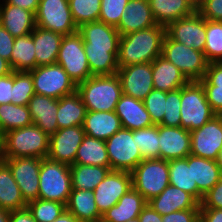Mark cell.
I'll use <instances>...</instances> for the list:
<instances>
[{
	"instance_id": "e575fe53",
	"label": "cell",
	"mask_w": 222,
	"mask_h": 222,
	"mask_svg": "<svg viewBox=\"0 0 222 222\" xmlns=\"http://www.w3.org/2000/svg\"><path fill=\"white\" fill-rule=\"evenodd\" d=\"M74 164L110 167L105 140L85 135L76 152Z\"/></svg>"
},
{
	"instance_id": "91938a15",
	"label": "cell",
	"mask_w": 222,
	"mask_h": 222,
	"mask_svg": "<svg viewBox=\"0 0 222 222\" xmlns=\"http://www.w3.org/2000/svg\"><path fill=\"white\" fill-rule=\"evenodd\" d=\"M53 222H80V221L74 215H72L69 211L65 210Z\"/></svg>"
},
{
	"instance_id": "ac0fdd59",
	"label": "cell",
	"mask_w": 222,
	"mask_h": 222,
	"mask_svg": "<svg viewBox=\"0 0 222 222\" xmlns=\"http://www.w3.org/2000/svg\"><path fill=\"white\" fill-rule=\"evenodd\" d=\"M85 131L83 126L58 129L49 136V152L47 158L66 165H73L76 152L82 143Z\"/></svg>"
},
{
	"instance_id": "11a10c76",
	"label": "cell",
	"mask_w": 222,
	"mask_h": 222,
	"mask_svg": "<svg viewBox=\"0 0 222 222\" xmlns=\"http://www.w3.org/2000/svg\"><path fill=\"white\" fill-rule=\"evenodd\" d=\"M199 222H222V209L200 208Z\"/></svg>"
},
{
	"instance_id": "9c48e42d",
	"label": "cell",
	"mask_w": 222,
	"mask_h": 222,
	"mask_svg": "<svg viewBox=\"0 0 222 222\" xmlns=\"http://www.w3.org/2000/svg\"><path fill=\"white\" fill-rule=\"evenodd\" d=\"M31 73L35 94L60 99L76 92L77 85L61 65L38 66Z\"/></svg>"
},
{
	"instance_id": "3957f363",
	"label": "cell",
	"mask_w": 222,
	"mask_h": 222,
	"mask_svg": "<svg viewBox=\"0 0 222 222\" xmlns=\"http://www.w3.org/2000/svg\"><path fill=\"white\" fill-rule=\"evenodd\" d=\"M76 92L87 111L111 112L120 100L122 88L117 74L96 75L79 83Z\"/></svg>"
},
{
	"instance_id": "003e7915",
	"label": "cell",
	"mask_w": 222,
	"mask_h": 222,
	"mask_svg": "<svg viewBox=\"0 0 222 222\" xmlns=\"http://www.w3.org/2000/svg\"><path fill=\"white\" fill-rule=\"evenodd\" d=\"M218 162H219V164H220L221 167H222V150H221V153H220V157H219Z\"/></svg>"
},
{
	"instance_id": "7dc6e473",
	"label": "cell",
	"mask_w": 222,
	"mask_h": 222,
	"mask_svg": "<svg viewBox=\"0 0 222 222\" xmlns=\"http://www.w3.org/2000/svg\"><path fill=\"white\" fill-rule=\"evenodd\" d=\"M196 11L206 20L222 22V0H205Z\"/></svg>"
},
{
	"instance_id": "d6986e66",
	"label": "cell",
	"mask_w": 222,
	"mask_h": 222,
	"mask_svg": "<svg viewBox=\"0 0 222 222\" xmlns=\"http://www.w3.org/2000/svg\"><path fill=\"white\" fill-rule=\"evenodd\" d=\"M191 134L182 127L159 125L160 159L186 158L191 153Z\"/></svg>"
},
{
	"instance_id": "e0dca14e",
	"label": "cell",
	"mask_w": 222,
	"mask_h": 222,
	"mask_svg": "<svg viewBox=\"0 0 222 222\" xmlns=\"http://www.w3.org/2000/svg\"><path fill=\"white\" fill-rule=\"evenodd\" d=\"M122 94L144 100L154 89L152 63L131 64L117 71Z\"/></svg>"
},
{
	"instance_id": "680465c9",
	"label": "cell",
	"mask_w": 222,
	"mask_h": 222,
	"mask_svg": "<svg viewBox=\"0 0 222 222\" xmlns=\"http://www.w3.org/2000/svg\"><path fill=\"white\" fill-rule=\"evenodd\" d=\"M10 222H37L28 208H23L10 212Z\"/></svg>"
},
{
	"instance_id": "8fae6325",
	"label": "cell",
	"mask_w": 222,
	"mask_h": 222,
	"mask_svg": "<svg viewBox=\"0 0 222 222\" xmlns=\"http://www.w3.org/2000/svg\"><path fill=\"white\" fill-rule=\"evenodd\" d=\"M105 143L111 170L131 172L143 160L136 147V135L130 129L121 128Z\"/></svg>"
},
{
	"instance_id": "4dcf8cb0",
	"label": "cell",
	"mask_w": 222,
	"mask_h": 222,
	"mask_svg": "<svg viewBox=\"0 0 222 222\" xmlns=\"http://www.w3.org/2000/svg\"><path fill=\"white\" fill-rule=\"evenodd\" d=\"M169 182L170 185L191 194L201 203L204 195L197 189V184H193L192 154L186 158L169 161Z\"/></svg>"
},
{
	"instance_id": "f907efd6",
	"label": "cell",
	"mask_w": 222,
	"mask_h": 222,
	"mask_svg": "<svg viewBox=\"0 0 222 222\" xmlns=\"http://www.w3.org/2000/svg\"><path fill=\"white\" fill-rule=\"evenodd\" d=\"M200 209H187L162 216V222H199Z\"/></svg>"
},
{
	"instance_id": "6f0895ef",
	"label": "cell",
	"mask_w": 222,
	"mask_h": 222,
	"mask_svg": "<svg viewBox=\"0 0 222 222\" xmlns=\"http://www.w3.org/2000/svg\"><path fill=\"white\" fill-rule=\"evenodd\" d=\"M140 222H162V216L150 204H146L139 214Z\"/></svg>"
},
{
	"instance_id": "b9f144b4",
	"label": "cell",
	"mask_w": 222,
	"mask_h": 222,
	"mask_svg": "<svg viewBox=\"0 0 222 222\" xmlns=\"http://www.w3.org/2000/svg\"><path fill=\"white\" fill-rule=\"evenodd\" d=\"M26 207L37 222H53L66 210L63 203L39 198L28 202Z\"/></svg>"
},
{
	"instance_id": "d4e9b609",
	"label": "cell",
	"mask_w": 222,
	"mask_h": 222,
	"mask_svg": "<svg viewBox=\"0 0 222 222\" xmlns=\"http://www.w3.org/2000/svg\"><path fill=\"white\" fill-rule=\"evenodd\" d=\"M82 126L85 135L102 140H107L122 128L114 111H87Z\"/></svg>"
},
{
	"instance_id": "836d02e7",
	"label": "cell",
	"mask_w": 222,
	"mask_h": 222,
	"mask_svg": "<svg viewBox=\"0 0 222 222\" xmlns=\"http://www.w3.org/2000/svg\"><path fill=\"white\" fill-rule=\"evenodd\" d=\"M193 184L204 195L222 177V167L217 160L192 155Z\"/></svg>"
},
{
	"instance_id": "30bf717a",
	"label": "cell",
	"mask_w": 222,
	"mask_h": 222,
	"mask_svg": "<svg viewBox=\"0 0 222 222\" xmlns=\"http://www.w3.org/2000/svg\"><path fill=\"white\" fill-rule=\"evenodd\" d=\"M56 63L61 65L76 85L93 76L82 36L78 32L63 36Z\"/></svg>"
},
{
	"instance_id": "03108f58",
	"label": "cell",
	"mask_w": 222,
	"mask_h": 222,
	"mask_svg": "<svg viewBox=\"0 0 222 222\" xmlns=\"http://www.w3.org/2000/svg\"><path fill=\"white\" fill-rule=\"evenodd\" d=\"M125 222H140V221H139V217H137V218L125 221Z\"/></svg>"
},
{
	"instance_id": "f6af8a7d",
	"label": "cell",
	"mask_w": 222,
	"mask_h": 222,
	"mask_svg": "<svg viewBox=\"0 0 222 222\" xmlns=\"http://www.w3.org/2000/svg\"><path fill=\"white\" fill-rule=\"evenodd\" d=\"M129 0H101L100 22L117 27Z\"/></svg>"
},
{
	"instance_id": "9a60e30c",
	"label": "cell",
	"mask_w": 222,
	"mask_h": 222,
	"mask_svg": "<svg viewBox=\"0 0 222 222\" xmlns=\"http://www.w3.org/2000/svg\"><path fill=\"white\" fill-rule=\"evenodd\" d=\"M166 34L175 42L185 44L204 53L206 41V19L197 11L192 15L171 22Z\"/></svg>"
},
{
	"instance_id": "d6a6232c",
	"label": "cell",
	"mask_w": 222,
	"mask_h": 222,
	"mask_svg": "<svg viewBox=\"0 0 222 222\" xmlns=\"http://www.w3.org/2000/svg\"><path fill=\"white\" fill-rule=\"evenodd\" d=\"M26 206L9 166L0 161V208L11 212Z\"/></svg>"
},
{
	"instance_id": "4fadbf2b",
	"label": "cell",
	"mask_w": 222,
	"mask_h": 222,
	"mask_svg": "<svg viewBox=\"0 0 222 222\" xmlns=\"http://www.w3.org/2000/svg\"><path fill=\"white\" fill-rule=\"evenodd\" d=\"M20 188L26 203L39 198V172L42 158L20 157L3 159Z\"/></svg>"
},
{
	"instance_id": "94428289",
	"label": "cell",
	"mask_w": 222,
	"mask_h": 222,
	"mask_svg": "<svg viewBox=\"0 0 222 222\" xmlns=\"http://www.w3.org/2000/svg\"><path fill=\"white\" fill-rule=\"evenodd\" d=\"M13 72L9 61L0 57V77L6 76Z\"/></svg>"
},
{
	"instance_id": "7a4b0ae2",
	"label": "cell",
	"mask_w": 222,
	"mask_h": 222,
	"mask_svg": "<svg viewBox=\"0 0 222 222\" xmlns=\"http://www.w3.org/2000/svg\"><path fill=\"white\" fill-rule=\"evenodd\" d=\"M166 27L156 25L120 36L118 49L119 68L131 64L152 63L161 55Z\"/></svg>"
},
{
	"instance_id": "44dd1931",
	"label": "cell",
	"mask_w": 222,
	"mask_h": 222,
	"mask_svg": "<svg viewBox=\"0 0 222 222\" xmlns=\"http://www.w3.org/2000/svg\"><path fill=\"white\" fill-rule=\"evenodd\" d=\"M148 204L161 216L180 210L200 209V203L191 194L170 184Z\"/></svg>"
},
{
	"instance_id": "e7e4bbea",
	"label": "cell",
	"mask_w": 222,
	"mask_h": 222,
	"mask_svg": "<svg viewBox=\"0 0 222 222\" xmlns=\"http://www.w3.org/2000/svg\"><path fill=\"white\" fill-rule=\"evenodd\" d=\"M205 0H190V2L195 6V8H198L199 5H201Z\"/></svg>"
},
{
	"instance_id": "f35d334b",
	"label": "cell",
	"mask_w": 222,
	"mask_h": 222,
	"mask_svg": "<svg viewBox=\"0 0 222 222\" xmlns=\"http://www.w3.org/2000/svg\"><path fill=\"white\" fill-rule=\"evenodd\" d=\"M133 133L143 159H160L159 125L133 130Z\"/></svg>"
},
{
	"instance_id": "4316f807",
	"label": "cell",
	"mask_w": 222,
	"mask_h": 222,
	"mask_svg": "<svg viewBox=\"0 0 222 222\" xmlns=\"http://www.w3.org/2000/svg\"><path fill=\"white\" fill-rule=\"evenodd\" d=\"M148 202L133 187L102 215V222H125L139 217Z\"/></svg>"
},
{
	"instance_id": "be15d7a7",
	"label": "cell",
	"mask_w": 222,
	"mask_h": 222,
	"mask_svg": "<svg viewBox=\"0 0 222 222\" xmlns=\"http://www.w3.org/2000/svg\"><path fill=\"white\" fill-rule=\"evenodd\" d=\"M3 135L0 132V161L3 160Z\"/></svg>"
},
{
	"instance_id": "60d3db41",
	"label": "cell",
	"mask_w": 222,
	"mask_h": 222,
	"mask_svg": "<svg viewBox=\"0 0 222 222\" xmlns=\"http://www.w3.org/2000/svg\"><path fill=\"white\" fill-rule=\"evenodd\" d=\"M74 23L79 27L83 23L99 20L101 0H68Z\"/></svg>"
},
{
	"instance_id": "ffe728a7",
	"label": "cell",
	"mask_w": 222,
	"mask_h": 222,
	"mask_svg": "<svg viewBox=\"0 0 222 222\" xmlns=\"http://www.w3.org/2000/svg\"><path fill=\"white\" fill-rule=\"evenodd\" d=\"M156 25L149 0H129L116 29L122 36Z\"/></svg>"
},
{
	"instance_id": "7c38bea8",
	"label": "cell",
	"mask_w": 222,
	"mask_h": 222,
	"mask_svg": "<svg viewBox=\"0 0 222 222\" xmlns=\"http://www.w3.org/2000/svg\"><path fill=\"white\" fill-rule=\"evenodd\" d=\"M35 24L63 36L78 32L68 0H40L35 13Z\"/></svg>"
},
{
	"instance_id": "f5cc1de1",
	"label": "cell",
	"mask_w": 222,
	"mask_h": 222,
	"mask_svg": "<svg viewBox=\"0 0 222 222\" xmlns=\"http://www.w3.org/2000/svg\"><path fill=\"white\" fill-rule=\"evenodd\" d=\"M204 78L215 86V89H222V62L208 63Z\"/></svg>"
},
{
	"instance_id": "f546056e",
	"label": "cell",
	"mask_w": 222,
	"mask_h": 222,
	"mask_svg": "<svg viewBox=\"0 0 222 222\" xmlns=\"http://www.w3.org/2000/svg\"><path fill=\"white\" fill-rule=\"evenodd\" d=\"M65 207L80 222H100L102 220L92 190L72 188Z\"/></svg>"
},
{
	"instance_id": "5b68a950",
	"label": "cell",
	"mask_w": 222,
	"mask_h": 222,
	"mask_svg": "<svg viewBox=\"0 0 222 222\" xmlns=\"http://www.w3.org/2000/svg\"><path fill=\"white\" fill-rule=\"evenodd\" d=\"M180 110V127L189 132L199 129L216 116L207 102V96L200 81H188L181 87Z\"/></svg>"
},
{
	"instance_id": "7402d4cb",
	"label": "cell",
	"mask_w": 222,
	"mask_h": 222,
	"mask_svg": "<svg viewBox=\"0 0 222 222\" xmlns=\"http://www.w3.org/2000/svg\"><path fill=\"white\" fill-rule=\"evenodd\" d=\"M114 112L120 118L122 128L138 130L153 124L143 100L122 94Z\"/></svg>"
},
{
	"instance_id": "1f68e13d",
	"label": "cell",
	"mask_w": 222,
	"mask_h": 222,
	"mask_svg": "<svg viewBox=\"0 0 222 222\" xmlns=\"http://www.w3.org/2000/svg\"><path fill=\"white\" fill-rule=\"evenodd\" d=\"M86 113V106L77 92L61 97L56 116L58 128L82 126Z\"/></svg>"
},
{
	"instance_id": "7bdbcfd3",
	"label": "cell",
	"mask_w": 222,
	"mask_h": 222,
	"mask_svg": "<svg viewBox=\"0 0 222 222\" xmlns=\"http://www.w3.org/2000/svg\"><path fill=\"white\" fill-rule=\"evenodd\" d=\"M35 94L33 79L30 72L14 71V85L11 103L28 106L29 100Z\"/></svg>"
},
{
	"instance_id": "6da1fadb",
	"label": "cell",
	"mask_w": 222,
	"mask_h": 222,
	"mask_svg": "<svg viewBox=\"0 0 222 222\" xmlns=\"http://www.w3.org/2000/svg\"><path fill=\"white\" fill-rule=\"evenodd\" d=\"M78 33L83 39L91 74H116L120 39L116 27L100 21L87 22L78 27Z\"/></svg>"
},
{
	"instance_id": "db71d44e",
	"label": "cell",
	"mask_w": 222,
	"mask_h": 222,
	"mask_svg": "<svg viewBox=\"0 0 222 222\" xmlns=\"http://www.w3.org/2000/svg\"><path fill=\"white\" fill-rule=\"evenodd\" d=\"M13 85L14 71L6 76L0 77V104L11 103Z\"/></svg>"
},
{
	"instance_id": "484cf974",
	"label": "cell",
	"mask_w": 222,
	"mask_h": 222,
	"mask_svg": "<svg viewBox=\"0 0 222 222\" xmlns=\"http://www.w3.org/2000/svg\"><path fill=\"white\" fill-rule=\"evenodd\" d=\"M31 35L35 47L36 67L55 64L63 35L38 26H35Z\"/></svg>"
},
{
	"instance_id": "681fc988",
	"label": "cell",
	"mask_w": 222,
	"mask_h": 222,
	"mask_svg": "<svg viewBox=\"0 0 222 222\" xmlns=\"http://www.w3.org/2000/svg\"><path fill=\"white\" fill-rule=\"evenodd\" d=\"M200 208L222 209V177L218 183L204 194Z\"/></svg>"
},
{
	"instance_id": "6125c7cd",
	"label": "cell",
	"mask_w": 222,
	"mask_h": 222,
	"mask_svg": "<svg viewBox=\"0 0 222 222\" xmlns=\"http://www.w3.org/2000/svg\"><path fill=\"white\" fill-rule=\"evenodd\" d=\"M0 222H10V211L0 208Z\"/></svg>"
},
{
	"instance_id": "c3c4849f",
	"label": "cell",
	"mask_w": 222,
	"mask_h": 222,
	"mask_svg": "<svg viewBox=\"0 0 222 222\" xmlns=\"http://www.w3.org/2000/svg\"><path fill=\"white\" fill-rule=\"evenodd\" d=\"M205 94L207 96V102L210 104L212 111L216 115L222 114V89H215V86L211 85L205 78L200 80Z\"/></svg>"
},
{
	"instance_id": "cb8c5ba5",
	"label": "cell",
	"mask_w": 222,
	"mask_h": 222,
	"mask_svg": "<svg viewBox=\"0 0 222 222\" xmlns=\"http://www.w3.org/2000/svg\"><path fill=\"white\" fill-rule=\"evenodd\" d=\"M0 24L13 36L31 34L34 30L35 15L26 9L11 4H0Z\"/></svg>"
},
{
	"instance_id": "9f6ffc18",
	"label": "cell",
	"mask_w": 222,
	"mask_h": 222,
	"mask_svg": "<svg viewBox=\"0 0 222 222\" xmlns=\"http://www.w3.org/2000/svg\"><path fill=\"white\" fill-rule=\"evenodd\" d=\"M2 1V2H1ZM0 4H11L31 11L34 15L39 6L40 0H1Z\"/></svg>"
},
{
	"instance_id": "83f0119b",
	"label": "cell",
	"mask_w": 222,
	"mask_h": 222,
	"mask_svg": "<svg viewBox=\"0 0 222 222\" xmlns=\"http://www.w3.org/2000/svg\"><path fill=\"white\" fill-rule=\"evenodd\" d=\"M149 3L156 23L165 27L196 11L190 0H149Z\"/></svg>"
},
{
	"instance_id": "5bb4252c",
	"label": "cell",
	"mask_w": 222,
	"mask_h": 222,
	"mask_svg": "<svg viewBox=\"0 0 222 222\" xmlns=\"http://www.w3.org/2000/svg\"><path fill=\"white\" fill-rule=\"evenodd\" d=\"M191 134V153L210 160H219L222 150V116L216 115Z\"/></svg>"
},
{
	"instance_id": "d590c367",
	"label": "cell",
	"mask_w": 222,
	"mask_h": 222,
	"mask_svg": "<svg viewBox=\"0 0 222 222\" xmlns=\"http://www.w3.org/2000/svg\"><path fill=\"white\" fill-rule=\"evenodd\" d=\"M72 188L94 190L111 171L110 167L73 164L70 166Z\"/></svg>"
},
{
	"instance_id": "603a6c76",
	"label": "cell",
	"mask_w": 222,
	"mask_h": 222,
	"mask_svg": "<svg viewBox=\"0 0 222 222\" xmlns=\"http://www.w3.org/2000/svg\"><path fill=\"white\" fill-rule=\"evenodd\" d=\"M28 108L33 124L48 136L54 134L59 129L56 118L58 99L34 94L29 100Z\"/></svg>"
},
{
	"instance_id": "ee69618b",
	"label": "cell",
	"mask_w": 222,
	"mask_h": 222,
	"mask_svg": "<svg viewBox=\"0 0 222 222\" xmlns=\"http://www.w3.org/2000/svg\"><path fill=\"white\" fill-rule=\"evenodd\" d=\"M181 88L167 92L166 107L163 120L159 125L180 127L181 123Z\"/></svg>"
},
{
	"instance_id": "277c9868",
	"label": "cell",
	"mask_w": 222,
	"mask_h": 222,
	"mask_svg": "<svg viewBox=\"0 0 222 222\" xmlns=\"http://www.w3.org/2000/svg\"><path fill=\"white\" fill-rule=\"evenodd\" d=\"M3 159L20 157L47 158L49 136L32 124L3 134Z\"/></svg>"
},
{
	"instance_id": "816d5d0a",
	"label": "cell",
	"mask_w": 222,
	"mask_h": 222,
	"mask_svg": "<svg viewBox=\"0 0 222 222\" xmlns=\"http://www.w3.org/2000/svg\"><path fill=\"white\" fill-rule=\"evenodd\" d=\"M14 40L15 37L0 24V57L9 61L10 65Z\"/></svg>"
},
{
	"instance_id": "ba28073f",
	"label": "cell",
	"mask_w": 222,
	"mask_h": 222,
	"mask_svg": "<svg viewBox=\"0 0 222 222\" xmlns=\"http://www.w3.org/2000/svg\"><path fill=\"white\" fill-rule=\"evenodd\" d=\"M161 56L174 64L188 81L204 78L208 65L204 53L173 41L167 34L163 40Z\"/></svg>"
},
{
	"instance_id": "52a82bcc",
	"label": "cell",
	"mask_w": 222,
	"mask_h": 222,
	"mask_svg": "<svg viewBox=\"0 0 222 222\" xmlns=\"http://www.w3.org/2000/svg\"><path fill=\"white\" fill-rule=\"evenodd\" d=\"M132 186L148 202L169 184V161L143 159L132 171Z\"/></svg>"
},
{
	"instance_id": "2e32d148",
	"label": "cell",
	"mask_w": 222,
	"mask_h": 222,
	"mask_svg": "<svg viewBox=\"0 0 222 222\" xmlns=\"http://www.w3.org/2000/svg\"><path fill=\"white\" fill-rule=\"evenodd\" d=\"M132 187L131 172L111 170L93 190L99 213L103 215L107 212Z\"/></svg>"
},
{
	"instance_id": "8d00e7d4",
	"label": "cell",
	"mask_w": 222,
	"mask_h": 222,
	"mask_svg": "<svg viewBox=\"0 0 222 222\" xmlns=\"http://www.w3.org/2000/svg\"><path fill=\"white\" fill-rule=\"evenodd\" d=\"M13 71L29 72L36 68L35 47L31 34L15 37L11 54Z\"/></svg>"
},
{
	"instance_id": "74e56055",
	"label": "cell",
	"mask_w": 222,
	"mask_h": 222,
	"mask_svg": "<svg viewBox=\"0 0 222 222\" xmlns=\"http://www.w3.org/2000/svg\"><path fill=\"white\" fill-rule=\"evenodd\" d=\"M28 106L0 104V132L3 134L14 129L32 125Z\"/></svg>"
},
{
	"instance_id": "ab89813d",
	"label": "cell",
	"mask_w": 222,
	"mask_h": 222,
	"mask_svg": "<svg viewBox=\"0 0 222 222\" xmlns=\"http://www.w3.org/2000/svg\"><path fill=\"white\" fill-rule=\"evenodd\" d=\"M204 56L208 63L222 62V22L206 20Z\"/></svg>"
},
{
	"instance_id": "bcb514c9",
	"label": "cell",
	"mask_w": 222,
	"mask_h": 222,
	"mask_svg": "<svg viewBox=\"0 0 222 222\" xmlns=\"http://www.w3.org/2000/svg\"><path fill=\"white\" fill-rule=\"evenodd\" d=\"M167 92L153 89L143 100L154 125H159L165 113Z\"/></svg>"
},
{
	"instance_id": "f1b7e54d",
	"label": "cell",
	"mask_w": 222,
	"mask_h": 222,
	"mask_svg": "<svg viewBox=\"0 0 222 222\" xmlns=\"http://www.w3.org/2000/svg\"><path fill=\"white\" fill-rule=\"evenodd\" d=\"M153 86L164 92L183 87L188 80L181 71L161 55L152 62Z\"/></svg>"
},
{
	"instance_id": "8992f818",
	"label": "cell",
	"mask_w": 222,
	"mask_h": 222,
	"mask_svg": "<svg viewBox=\"0 0 222 222\" xmlns=\"http://www.w3.org/2000/svg\"><path fill=\"white\" fill-rule=\"evenodd\" d=\"M71 191L70 166L42 158L39 172V199L66 205Z\"/></svg>"
}]
</instances>
